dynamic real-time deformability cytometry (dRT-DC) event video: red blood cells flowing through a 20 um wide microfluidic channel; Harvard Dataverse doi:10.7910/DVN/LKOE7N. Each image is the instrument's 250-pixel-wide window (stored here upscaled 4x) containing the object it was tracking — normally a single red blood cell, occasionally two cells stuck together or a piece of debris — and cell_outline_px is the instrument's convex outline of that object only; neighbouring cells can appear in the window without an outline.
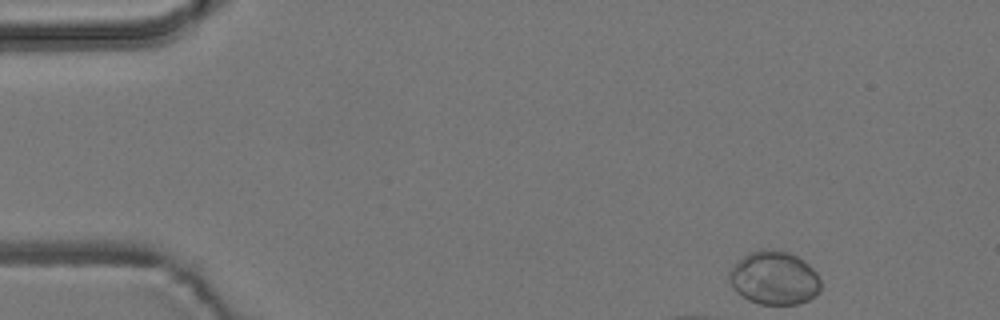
{"species": "common noctule bat (a hibernating species)", "species_latin": "Nyctalus noctula", "temperature_condition": "room temperature", "stored_images_in_passage": 2, "camera_frame_rate_fps": 3000, "um_per_image_px": 0.085, "animal": {"sex": "male", "body_mass_g": 19.2, "forearm_length_mm": 51.8}, "frame": {"image": 1, "passage_image": 1, "time_ms": 0.0, "image_size_px": [1000, 320], "cell_outline_px": [[820, 292], [816, 296], [808, 300], [796, 304], [760, 304], [748, 300], [736, 292], [728, 280], [728, 272], [744, 256], [760, 248], [764, 248], [788, 252], [804, 260], [816, 272], [820, 280]], "centroid_in_image_um": [65.81, 23.63], "position_along_channel_um": 19.2, "area_um2": 28.55}}